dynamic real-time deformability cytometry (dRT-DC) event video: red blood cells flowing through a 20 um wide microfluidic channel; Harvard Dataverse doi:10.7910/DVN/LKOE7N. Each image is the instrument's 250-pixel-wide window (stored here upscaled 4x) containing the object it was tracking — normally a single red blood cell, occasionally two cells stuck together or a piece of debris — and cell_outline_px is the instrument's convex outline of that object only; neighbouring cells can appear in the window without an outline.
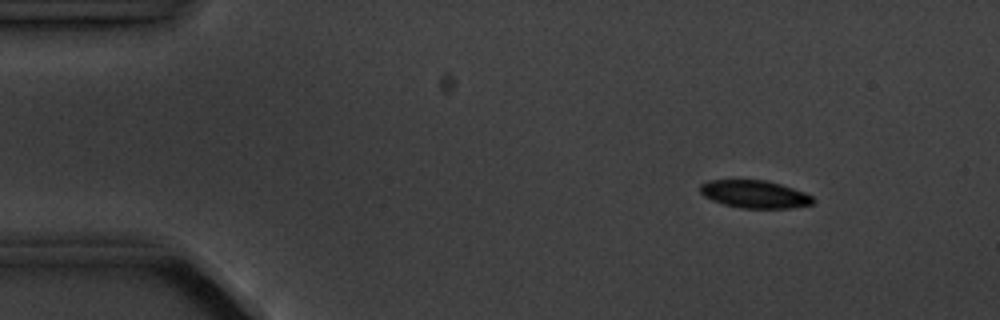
{"species": "common noctule bat (a hibernating species)", "species_latin": "Nyctalus noctula", "temperature_condition": "cold", "stored_images_in_passage": 8, "camera_frame_rate_fps": 3000, "um_per_image_px": 0.085, "animal": {"sex": "male", "body_mass_g": 20.1, "forearm_length_mm": 53.5}, "frame": {"image": 1, "passage_image": 2, "time_ms": 1.0, "image_size_px": [1000, 320], "cell_outline_px": [[816, 200], [812, 204], [792, 208], [740, 208], [724, 204], [712, 200], [704, 196], [700, 192], [700, 184], [708, 180], [768, 180], [804, 192], [812, 196]], "centroid_in_image_um": [64.15, 16.5], "position_along_channel_um": 20.9, "area_um2": 18.26}}